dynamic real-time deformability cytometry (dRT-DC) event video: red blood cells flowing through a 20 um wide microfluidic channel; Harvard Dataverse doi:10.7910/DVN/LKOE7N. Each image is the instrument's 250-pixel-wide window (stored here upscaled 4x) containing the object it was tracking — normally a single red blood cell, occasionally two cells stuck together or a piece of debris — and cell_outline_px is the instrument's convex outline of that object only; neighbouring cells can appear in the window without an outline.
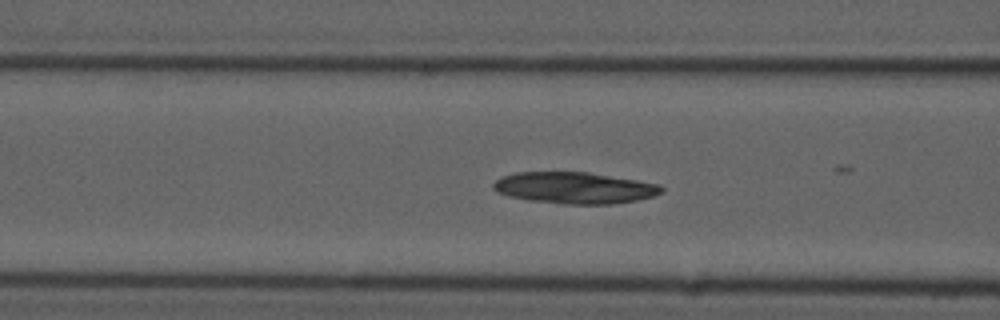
{"species": "common noctule bat (a hibernating species)", "species_latin": "Nyctalus noctula", "temperature_condition": "cold", "stored_images_in_passage": 37, "camera_frame_rate_fps": 3000, "um_per_image_px": 0.085, "animal": {"sex": "male", "forearm_length_mm": 52.5}, "frame": {"image": 1, "passage_image": 15, "time_ms": 4.667, "image_size_px": [1000, 320], "cell_outline_px": [[664, 192], [652, 196], [636, 200], [612, 204], [564, 204], [528, 200], [508, 196], [496, 192], [492, 188], [492, 184], [496, 180], [504, 176], [516, 172], [588, 172], [660, 184], [664, 188]], "centroid_in_image_um": [48.82, 15.97], "position_along_channel_um": 117.8, "area_um2": 30.87}}
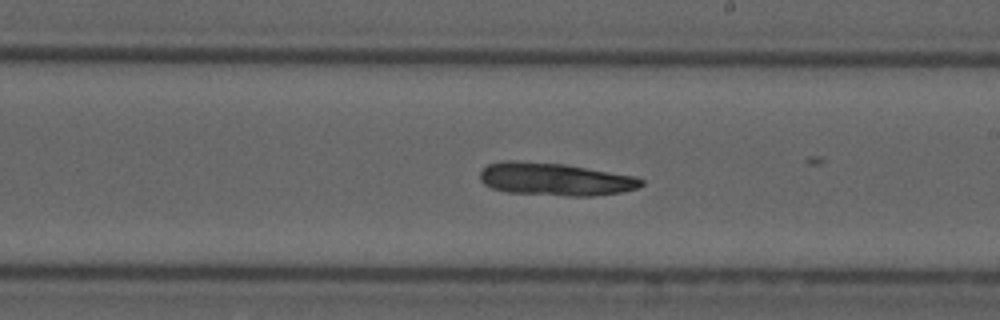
{"frame": {"image": 2, "passage_image": 25, "time_ms": 8.0, "image_size_px": [1000, 320], "cell_outline_px": [[644, 184], [636, 188], [620, 192], [592, 196], [568, 196], [508, 192], [492, 188], [484, 184], [480, 180], [480, 172], [488, 164], [500, 160], [516, 160], [568, 164], [636, 176], [644, 180]], "centroid_in_image_um": [47.18, 15.21], "position_along_channel_um": 241.8, "area_um2": 31.1}}
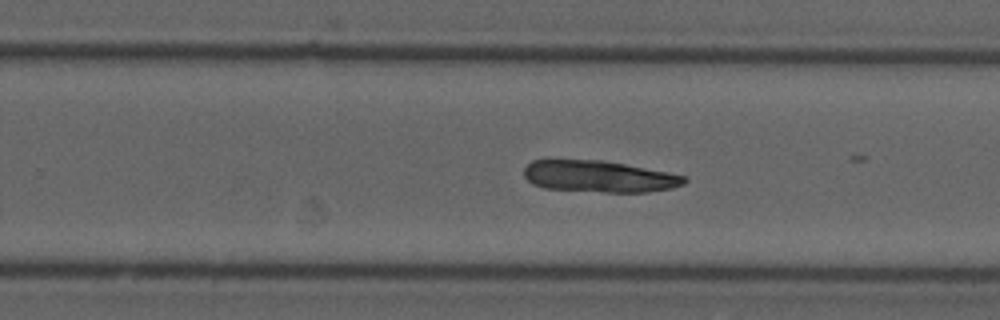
{"frame": {"image": 3, "passage_image": 28, "time_ms": 9.0, "image_size_px": [1000, 320], "cell_outline_px": [[688, 180], [684, 184], [672, 188], [648, 192], [604, 192], [544, 188], [532, 184], [524, 176], [524, 168], [532, 160], [600, 160], [624, 164], [668, 172], [684, 176]], "centroid_in_image_um": [50.91, 15.0], "position_along_channel_um": 278.9, "area_um2": 29.42}}